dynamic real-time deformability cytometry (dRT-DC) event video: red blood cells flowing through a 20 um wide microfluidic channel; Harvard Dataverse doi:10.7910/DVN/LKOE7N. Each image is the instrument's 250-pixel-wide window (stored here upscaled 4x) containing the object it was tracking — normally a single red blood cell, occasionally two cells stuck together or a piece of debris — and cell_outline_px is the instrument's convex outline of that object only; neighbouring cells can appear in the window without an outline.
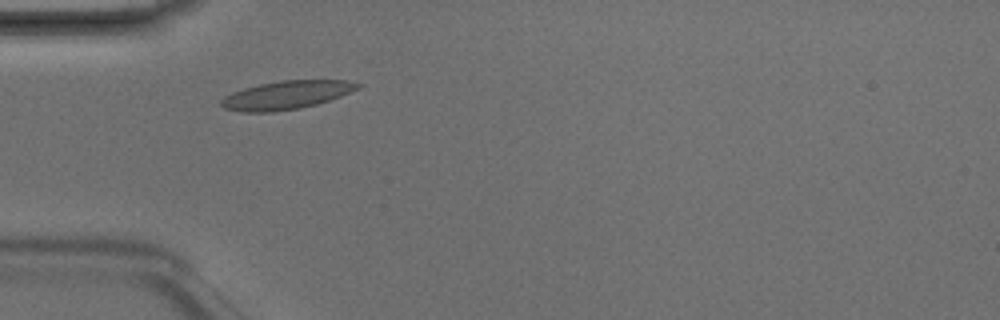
{"species": "Egyptian fruit bat (a non-hibernating species)", "species_latin": "Rousettus aegyptiacus", "temperature_condition": "room temperature", "stored_images_in_passage": 2, "camera_frame_rate_fps": 3000, "um_per_image_px": 0.085, "animal": {"sex": "male"}, "frame": {"image": 1, "passage_image": 2, "time_ms": 0.333, "image_size_px": [1000, 320], "cell_outline_px": [[364, 84], [360, 88], [340, 96], [316, 104], [300, 108], [272, 112], [240, 112], [224, 108], [220, 104], [220, 100], [224, 96], [232, 92], [244, 88], [260, 84], [280, 80], [348, 80]], "centroid_in_image_um": [24.34, 8.07], "position_along_channel_um": 60.7, "area_um2": 22.66}}